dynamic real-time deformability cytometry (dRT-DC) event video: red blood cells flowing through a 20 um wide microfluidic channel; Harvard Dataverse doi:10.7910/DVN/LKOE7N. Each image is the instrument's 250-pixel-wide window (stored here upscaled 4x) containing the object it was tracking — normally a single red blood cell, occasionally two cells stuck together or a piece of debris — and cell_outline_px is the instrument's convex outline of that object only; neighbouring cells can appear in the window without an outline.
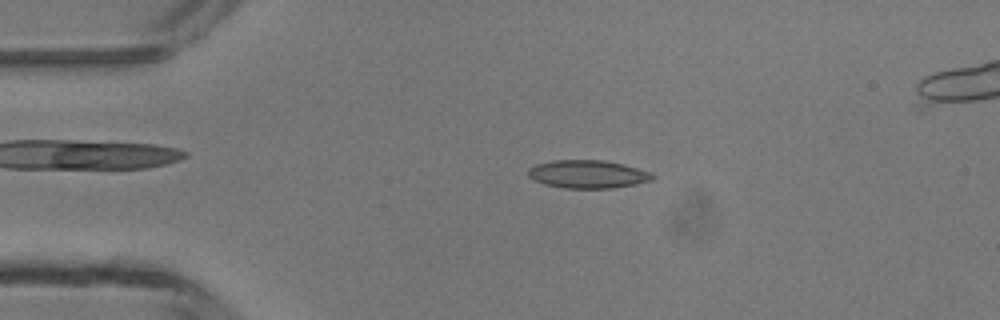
{"species": "common noctule bat (a hibernating species)", "species_latin": "Nyctalus noctula", "temperature_condition": "room temperature", "stored_images_in_passage": 3, "camera_frame_rate_fps": 3000, "um_per_image_px": 0.085, "animal": {"sex": "male", "body_mass_g": 13.3}, "frame": {"image": 1, "passage_image": 2, "time_ms": 1.0, "image_size_px": [1000, 320], "cell_outline_px": [[656, 176], [652, 180], [636, 184], [612, 188], [564, 188], [544, 184], [528, 176], [528, 168], [536, 164], [552, 160], [604, 160], [624, 164], [648, 172]], "centroid_in_image_um": [49.95, 14.8], "position_along_channel_um": 35.1, "area_um2": 20.29}}